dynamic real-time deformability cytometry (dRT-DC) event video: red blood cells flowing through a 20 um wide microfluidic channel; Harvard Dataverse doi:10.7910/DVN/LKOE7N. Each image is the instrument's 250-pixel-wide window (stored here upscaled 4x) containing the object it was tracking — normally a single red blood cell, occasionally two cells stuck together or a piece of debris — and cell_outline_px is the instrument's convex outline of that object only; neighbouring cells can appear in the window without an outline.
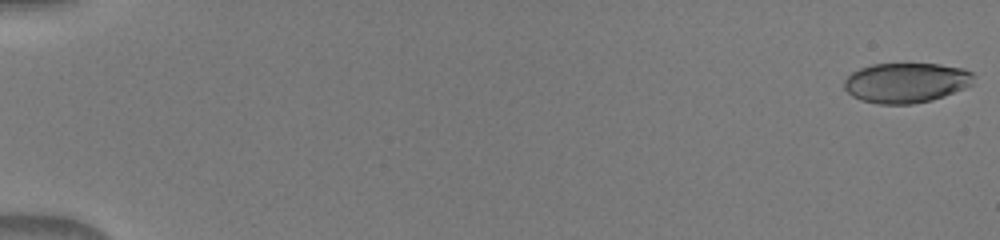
{"species": "human", "species_latin": "Homo sapiens", "temperature_condition": "warm", "stored_images_in_passage": 51, "camera_frame_rate_fps": 3000, "um_per_image_px": 0.085, "donor": {"sex": "male"}, "frame": {"image": 1, "passage_image": 1, "time_ms": 0.0, "image_size_px": [1000, 240], "cell_outline_px": [[976, 76], [972, 84], [964, 88], [944, 96], [932, 100], [912, 104], [880, 104], [860, 100], [852, 96], [844, 88], [844, 80], [852, 72], [860, 68], [872, 64], [940, 64], [964, 68], [972, 72]], "centroid_in_image_um": [77.04, 7.03], "position_along_channel_um": 8.0, "area_um2": 30.35}}
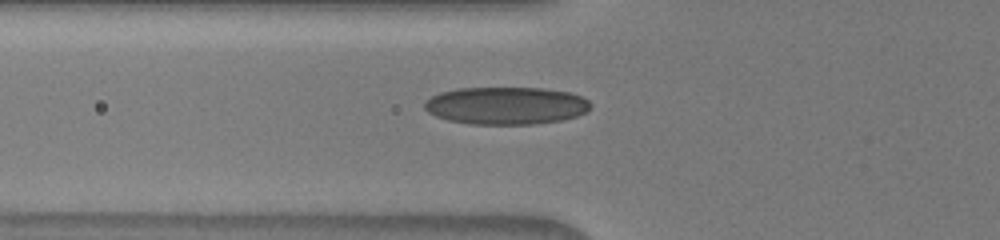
{"frame": {"image": 2, "passage_image": 20, "time_ms": 6.333, "image_size_px": [1000, 240], "cell_outline_px": [[592, 104], [588, 112], [576, 116], [560, 120], [536, 124], [468, 124], [448, 120], [436, 116], [428, 112], [424, 108], [424, 104], [432, 96], [440, 92], [456, 88], [540, 88], [568, 92], [580, 96], [588, 100]], "centroid_in_image_um": [43.02, 8.98], "position_along_channel_um": 82.8, "area_um2": 36.36}}
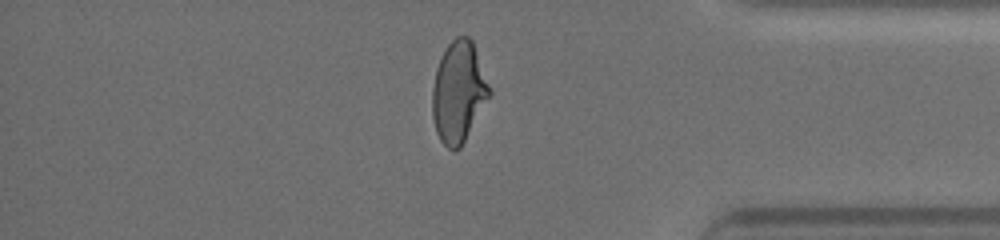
{"frame": {"image": 3, "passage_image": 44, "time_ms": 14.333, "image_size_px": [1000, 240], "cell_outline_px": [[492, 92], [460, 148], [448, 148], [440, 140], [436, 132], [432, 116], [432, 88], [436, 68], [448, 44], [456, 36], [468, 36], [472, 40]], "centroid_in_image_um": [38.97, 7.81], "position_along_channel_um": 396.2, "area_um2": 33.23}}